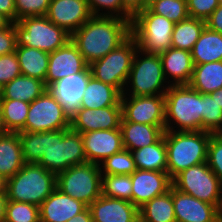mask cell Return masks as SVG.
Instances as JSON below:
<instances>
[{
    "instance_id": "obj_39",
    "label": "cell",
    "mask_w": 222,
    "mask_h": 222,
    "mask_svg": "<svg viewBox=\"0 0 222 222\" xmlns=\"http://www.w3.org/2000/svg\"><path fill=\"white\" fill-rule=\"evenodd\" d=\"M5 222H40L39 206L8 200Z\"/></svg>"
},
{
    "instance_id": "obj_51",
    "label": "cell",
    "mask_w": 222,
    "mask_h": 222,
    "mask_svg": "<svg viewBox=\"0 0 222 222\" xmlns=\"http://www.w3.org/2000/svg\"><path fill=\"white\" fill-rule=\"evenodd\" d=\"M11 23L12 21L7 16L0 13V29L8 27Z\"/></svg>"
},
{
    "instance_id": "obj_48",
    "label": "cell",
    "mask_w": 222,
    "mask_h": 222,
    "mask_svg": "<svg viewBox=\"0 0 222 222\" xmlns=\"http://www.w3.org/2000/svg\"><path fill=\"white\" fill-rule=\"evenodd\" d=\"M122 7L133 18L143 10V0H122Z\"/></svg>"
},
{
    "instance_id": "obj_8",
    "label": "cell",
    "mask_w": 222,
    "mask_h": 222,
    "mask_svg": "<svg viewBox=\"0 0 222 222\" xmlns=\"http://www.w3.org/2000/svg\"><path fill=\"white\" fill-rule=\"evenodd\" d=\"M175 23L149 8L138 12L131 22V35L144 52L161 54L171 48Z\"/></svg>"
},
{
    "instance_id": "obj_38",
    "label": "cell",
    "mask_w": 222,
    "mask_h": 222,
    "mask_svg": "<svg viewBox=\"0 0 222 222\" xmlns=\"http://www.w3.org/2000/svg\"><path fill=\"white\" fill-rule=\"evenodd\" d=\"M149 9L173 23H179L189 18L186 0H158Z\"/></svg>"
},
{
    "instance_id": "obj_42",
    "label": "cell",
    "mask_w": 222,
    "mask_h": 222,
    "mask_svg": "<svg viewBox=\"0 0 222 222\" xmlns=\"http://www.w3.org/2000/svg\"><path fill=\"white\" fill-rule=\"evenodd\" d=\"M20 75L21 68L15 52L0 56V85L2 87Z\"/></svg>"
},
{
    "instance_id": "obj_18",
    "label": "cell",
    "mask_w": 222,
    "mask_h": 222,
    "mask_svg": "<svg viewBox=\"0 0 222 222\" xmlns=\"http://www.w3.org/2000/svg\"><path fill=\"white\" fill-rule=\"evenodd\" d=\"M87 162L99 165L124 149L121 129L81 133Z\"/></svg>"
},
{
    "instance_id": "obj_33",
    "label": "cell",
    "mask_w": 222,
    "mask_h": 222,
    "mask_svg": "<svg viewBox=\"0 0 222 222\" xmlns=\"http://www.w3.org/2000/svg\"><path fill=\"white\" fill-rule=\"evenodd\" d=\"M204 28L205 21L196 18L189 17L184 21L175 23L171 36V47L191 52Z\"/></svg>"
},
{
    "instance_id": "obj_4",
    "label": "cell",
    "mask_w": 222,
    "mask_h": 222,
    "mask_svg": "<svg viewBox=\"0 0 222 222\" xmlns=\"http://www.w3.org/2000/svg\"><path fill=\"white\" fill-rule=\"evenodd\" d=\"M164 96L165 130L202 131V93L179 85L170 86Z\"/></svg>"
},
{
    "instance_id": "obj_54",
    "label": "cell",
    "mask_w": 222,
    "mask_h": 222,
    "mask_svg": "<svg viewBox=\"0 0 222 222\" xmlns=\"http://www.w3.org/2000/svg\"><path fill=\"white\" fill-rule=\"evenodd\" d=\"M5 133H7V132H6L3 122H2V115H1V109H0V135L5 134Z\"/></svg>"
},
{
    "instance_id": "obj_28",
    "label": "cell",
    "mask_w": 222,
    "mask_h": 222,
    "mask_svg": "<svg viewBox=\"0 0 222 222\" xmlns=\"http://www.w3.org/2000/svg\"><path fill=\"white\" fill-rule=\"evenodd\" d=\"M194 65L222 61V34L206 26L191 51Z\"/></svg>"
},
{
    "instance_id": "obj_17",
    "label": "cell",
    "mask_w": 222,
    "mask_h": 222,
    "mask_svg": "<svg viewBox=\"0 0 222 222\" xmlns=\"http://www.w3.org/2000/svg\"><path fill=\"white\" fill-rule=\"evenodd\" d=\"M45 16L72 35L92 14L87 0H51Z\"/></svg>"
},
{
    "instance_id": "obj_29",
    "label": "cell",
    "mask_w": 222,
    "mask_h": 222,
    "mask_svg": "<svg viewBox=\"0 0 222 222\" xmlns=\"http://www.w3.org/2000/svg\"><path fill=\"white\" fill-rule=\"evenodd\" d=\"M21 74L45 82L49 64V53L28 46H16Z\"/></svg>"
},
{
    "instance_id": "obj_35",
    "label": "cell",
    "mask_w": 222,
    "mask_h": 222,
    "mask_svg": "<svg viewBox=\"0 0 222 222\" xmlns=\"http://www.w3.org/2000/svg\"><path fill=\"white\" fill-rule=\"evenodd\" d=\"M102 175H131L137 169L130 150L123 149L99 164Z\"/></svg>"
},
{
    "instance_id": "obj_50",
    "label": "cell",
    "mask_w": 222,
    "mask_h": 222,
    "mask_svg": "<svg viewBox=\"0 0 222 222\" xmlns=\"http://www.w3.org/2000/svg\"><path fill=\"white\" fill-rule=\"evenodd\" d=\"M7 196L4 189L0 190V222H5Z\"/></svg>"
},
{
    "instance_id": "obj_21",
    "label": "cell",
    "mask_w": 222,
    "mask_h": 222,
    "mask_svg": "<svg viewBox=\"0 0 222 222\" xmlns=\"http://www.w3.org/2000/svg\"><path fill=\"white\" fill-rule=\"evenodd\" d=\"M88 207L93 222H139V209L128 200L101 195Z\"/></svg>"
},
{
    "instance_id": "obj_26",
    "label": "cell",
    "mask_w": 222,
    "mask_h": 222,
    "mask_svg": "<svg viewBox=\"0 0 222 222\" xmlns=\"http://www.w3.org/2000/svg\"><path fill=\"white\" fill-rule=\"evenodd\" d=\"M122 93L110 84L103 83L93 76L89 78L80 108L98 109L121 105Z\"/></svg>"
},
{
    "instance_id": "obj_20",
    "label": "cell",
    "mask_w": 222,
    "mask_h": 222,
    "mask_svg": "<svg viewBox=\"0 0 222 222\" xmlns=\"http://www.w3.org/2000/svg\"><path fill=\"white\" fill-rule=\"evenodd\" d=\"M176 222H221V211L213 204L203 202L173 187Z\"/></svg>"
},
{
    "instance_id": "obj_11",
    "label": "cell",
    "mask_w": 222,
    "mask_h": 222,
    "mask_svg": "<svg viewBox=\"0 0 222 222\" xmlns=\"http://www.w3.org/2000/svg\"><path fill=\"white\" fill-rule=\"evenodd\" d=\"M137 49V42L131 35L119 47L89 65L92 76L123 93Z\"/></svg>"
},
{
    "instance_id": "obj_10",
    "label": "cell",
    "mask_w": 222,
    "mask_h": 222,
    "mask_svg": "<svg viewBox=\"0 0 222 222\" xmlns=\"http://www.w3.org/2000/svg\"><path fill=\"white\" fill-rule=\"evenodd\" d=\"M172 186L203 202L222 209V182L209 168L207 162L182 170L172 179Z\"/></svg>"
},
{
    "instance_id": "obj_41",
    "label": "cell",
    "mask_w": 222,
    "mask_h": 222,
    "mask_svg": "<svg viewBox=\"0 0 222 222\" xmlns=\"http://www.w3.org/2000/svg\"><path fill=\"white\" fill-rule=\"evenodd\" d=\"M51 0H15L16 22L27 16H45Z\"/></svg>"
},
{
    "instance_id": "obj_55",
    "label": "cell",
    "mask_w": 222,
    "mask_h": 222,
    "mask_svg": "<svg viewBox=\"0 0 222 222\" xmlns=\"http://www.w3.org/2000/svg\"><path fill=\"white\" fill-rule=\"evenodd\" d=\"M215 134L222 139V127Z\"/></svg>"
},
{
    "instance_id": "obj_36",
    "label": "cell",
    "mask_w": 222,
    "mask_h": 222,
    "mask_svg": "<svg viewBox=\"0 0 222 222\" xmlns=\"http://www.w3.org/2000/svg\"><path fill=\"white\" fill-rule=\"evenodd\" d=\"M102 195L132 203L131 175H102Z\"/></svg>"
},
{
    "instance_id": "obj_57",
    "label": "cell",
    "mask_w": 222,
    "mask_h": 222,
    "mask_svg": "<svg viewBox=\"0 0 222 222\" xmlns=\"http://www.w3.org/2000/svg\"><path fill=\"white\" fill-rule=\"evenodd\" d=\"M3 189V183L2 181L0 180V190Z\"/></svg>"
},
{
    "instance_id": "obj_53",
    "label": "cell",
    "mask_w": 222,
    "mask_h": 222,
    "mask_svg": "<svg viewBox=\"0 0 222 222\" xmlns=\"http://www.w3.org/2000/svg\"><path fill=\"white\" fill-rule=\"evenodd\" d=\"M158 0H143V9L149 8L151 5H153Z\"/></svg>"
},
{
    "instance_id": "obj_9",
    "label": "cell",
    "mask_w": 222,
    "mask_h": 222,
    "mask_svg": "<svg viewBox=\"0 0 222 222\" xmlns=\"http://www.w3.org/2000/svg\"><path fill=\"white\" fill-rule=\"evenodd\" d=\"M102 173L94 163L74 165L56 175V188L89 206L102 195Z\"/></svg>"
},
{
    "instance_id": "obj_32",
    "label": "cell",
    "mask_w": 222,
    "mask_h": 222,
    "mask_svg": "<svg viewBox=\"0 0 222 222\" xmlns=\"http://www.w3.org/2000/svg\"><path fill=\"white\" fill-rule=\"evenodd\" d=\"M131 152L136 169L167 171V149L164 135L156 143Z\"/></svg>"
},
{
    "instance_id": "obj_7",
    "label": "cell",
    "mask_w": 222,
    "mask_h": 222,
    "mask_svg": "<svg viewBox=\"0 0 222 222\" xmlns=\"http://www.w3.org/2000/svg\"><path fill=\"white\" fill-rule=\"evenodd\" d=\"M17 46H28L48 53L63 47L70 39L63 28L46 16H27L14 22Z\"/></svg>"
},
{
    "instance_id": "obj_14",
    "label": "cell",
    "mask_w": 222,
    "mask_h": 222,
    "mask_svg": "<svg viewBox=\"0 0 222 222\" xmlns=\"http://www.w3.org/2000/svg\"><path fill=\"white\" fill-rule=\"evenodd\" d=\"M121 120L122 106H109L94 110L79 108L70 118V129L78 133L120 129Z\"/></svg>"
},
{
    "instance_id": "obj_47",
    "label": "cell",
    "mask_w": 222,
    "mask_h": 222,
    "mask_svg": "<svg viewBox=\"0 0 222 222\" xmlns=\"http://www.w3.org/2000/svg\"><path fill=\"white\" fill-rule=\"evenodd\" d=\"M0 13L7 16L12 22H16L15 0H0Z\"/></svg>"
},
{
    "instance_id": "obj_25",
    "label": "cell",
    "mask_w": 222,
    "mask_h": 222,
    "mask_svg": "<svg viewBox=\"0 0 222 222\" xmlns=\"http://www.w3.org/2000/svg\"><path fill=\"white\" fill-rule=\"evenodd\" d=\"M25 162L18 133L0 135V180L4 183L14 176Z\"/></svg>"
},
{
    "instance_id": "obj_56",
    "label": "cell",
    "mask_w": 222,
    "mask_h": 222,
    "mask_svg": "<svg viewBox=\"0 0 222 222\" xmlns=\"http://www.w3.org/2000/svg\"><path fill=\"white\" fill-rule=\"evenodd\" d=\"M2 97V86L0 85V98Z\"/></svg>"
},
{
    "instance_id": "obj_22",
    "label": "cell",
    "mask_w": 222,
    "mask_h": 222,
    "mask_svg": "<svg viewBox=\"0 0 222 222\" xmlns=\"http://www.w3.org/2000/svg\"><path fill=\"white\" fill-rule=\"evenodd\" d=\"M87 207L56 188L39 206L40 222H67Z\"/></svg>"
},
{
    "instance_id": "obj_12",
    "label": "cell",
    "mask_w": 222,
    "mask_h": 222,
    "mask_svg": "<svg viewBox=\"0 0 222 222\" xmlns=\"http://www.w3.org/2000/svg\"><path fill=\"white\" fill-rule=\"evenodd\" d=\"M65 128H70V117L47 89L30 103L25 126L21 131L46 132Z\"/></svg>"
},
{
    "instance_id": "obj_30",
    "label": "cell",
    "mask_w": 222,
    "mask_h": 222,
    "mask_svg": "<svg viewBox=\"0 0 222 222\" xmlns=\"http://www.w3.org/2000/svg\"><path fill=\"white\" fill-rule=\"evenodd\" d=\"M139 222H176L173 186L165 194L154 197L139 208Z\"/></svg>"
},
{
    "instance_id": "obj_23",
    "label": "cell",
    "mask_w": 222,
    "mask_h": 222,
    "mask_svg": "<svg viewBox=\"0 0 222 222\" xmlns=\"http://www.w3.org/2000/svg\"><path fill=\"white\" fill-rule=\"evenodd\" d=\"M159 55L168 85H189L194 69L191 52L171 47Z\"/></svg>"
},
{
    "instance_id": "obj_3",
    "label": "cell",
    "mask_w": 222,
    "mask_h": 222,
    "mask_svg": "<svg viewBox=\"0 0 222 222\" xmlns=\"http://www.w3.org/2000/svg\"><path fill=\"white\" fill-rule=\"evenodd\" d=\"M214 133L165 130L167 172L173 179L182 170L207 162L208 145Z\"/></svg>"
},
{
    "instance_id": "obj_43",
    "label": "cell",
    "mask_w": 222,
    "mask_h": 222,
    "mask_svg": "<svg viewBox=\"0 0 222 222\" xmlns=\"http://www.w3.org/2000/svg\"><path fill=\"white\" fill-rule=\"evenodd\" d=\"M207 164L222 182V139L216 134L211 136L208 145Z\"/></svg>"
},
{
    "instance_id": "obj_5",
    "label": "cell",
    "mask_w": 222,
    "mask_h": 222,
    "mask_svg": "<svg viewBox=\"0 0 222 222\" xmlns=\"http://www.w3.org/2000/svg\"><path fill=\"white\" fill-rule=\"evenodd\" d=\"M7 200L41 203L56 189V174L36 163H25L11 178L3 183Z\"/></svg>"
},
{
    "instance_id": "obj_45",
    "label": "cell",
    "mask_w": 222,
    "mask_h": 222,
    "mask_svg": "<svg viewBox=\"0 0 222 222\" xmlns=\"http://www.w3.org/2000/svg\"><path fill=\"white\" fill-rule=\"evenodd\" d=\"M17 46L14 22L0 29V56L15 52Z\"/></svg>"
},
{
    "instance_id": "obj_49",
    "label": "cell",
    "mask_w": 222,
    "mask_h": 222,
    "mask_svg": "<svg viewBox=\"0 0 222 222\" xmlns=\"http://www.w3.org/2000/svg\"><path fill=\"white\" fill-rule=\"evenodd\" d=\"M67 222H93L89 207H87L84 211L77 214Z\"/></svg>"
},
{
    "instance_id": "obj_16",
    "label": "cell",
    "mask_w": 222,
    "mask_h": 222,
    "mask_svg": "<svg viewBox=\"0 0 222 222\" xmlns=\"http://www.w3.org/2000/svg\"><path fill=\"white\" fill-rule=\"evenodd\" d=\"M132 203L139 209L154 197L165 194L172 186L167 171L137 169L131 174Z\"/></svg>"
},
{
    "instance_id": "obj_44",
    "label": "cell",
    "mask_w": 222,
    "mask_h": 222,
    "mask_svg": "<svg viewBox=\"0 0 222 222\" xmlns=\"http://www.w3.org/2000/svg\"><path fill=\"white\" fill-rule=\"evenodd\" d=\"M190 18L206 20L220 5L219 0H186Z\"/></svg>"
},
{
    "instance_id": "obj_46",
    "label": "cell",
    "mask_w": 222,
    "mask_h": 222,
    "mask_svg": "<svg viewBox=\"0 0 222 222\" xmlns=\"http://www.w3.org/2000/svg\"><path fill=\"white\" fill-rule=\"evenodd\" d=\"M205 26L215 32L222 34V4L213 11V13L205 20Z\"/></svg>"
},
{
    "instance_id": "obj_40",
    "label": "cell",
    "mask_w": 222,
    "mask_h": 222,
    "mask_svg": "<svg viewBox=\"0 0 222 222\" xmlns=\"http://www.w3.org/2000/svg\"><path fill=\"white\" fill-rule=\"evenodd\" d=\"M87 2L92 16H116L132 22V17L122 7V0H87Z\"/></svg>"
},
{
    "instance_id": "obj_37",
    "label": "cell",
    "mask_w": 222,
    "mask_h": 222,
    "mask_svg": "<svg viewBox=\"0 0 222 222\" xmlns=\"http://www.w3.org/2000/svg\"><path fill=\"white\" fill-rule=\"evenodd\" d=\"M222 127V109L215 97L202 93V131L216 133Z\"/></svg>"
},
{
    "instance_id": "obj_15",
    "label": "cell",
    "mask_w": 222,
    "mask_h": 222,
    "mask_svg": "<svg viewBox=\"0 0 222 222\" xmlns=\"http://www.w3.org/2000/svg\"><path fill=\"white\" fill-rule=\"evenodd\" d=\"M88 67L89 64L70 39L63 47L49 53L45 84L49 87L52 83L68 75L82 72Z\"/></svg>"
},
{
    "instance_id": "obj_1",
    "label": "cell",
    "mask_w": 222,
    "mask_h": 222,
    "mask_svg": "<svg viewBox=\"0 0 222 222\" xmlns=\"http://www.w3.org/2000/svg\"><path fill=\"white\" fill-rule=\"evenodd\" d=\"M25 163H36L58 174L87 163L81 133L70 128L46 132H18Z\"/></svg>"
},
{
    "instance_id": "obj_52",
    "label": "cell",
    "mask_w": 222,
    "mask_h": 222,
    "mask_svg": "<svg viewBox=\"0 0 222 222\" xmlns=\"http://www.w3.org/2000/svg\"><path fill=\"white\" fill-rule=\"evenodd\" d=\"M210 94H211V97L216 98V102L218 103V105L221 106V109H222V88H220L216 92H212Z\"/></svg>"
},
{
    "instance_id": "obj_31",
    "label": "cell",
    "mask_w": 222,
    "mask_h": 222,
    "mask_svg": "<svg viewBox=\"0 0 222 222\" xmlns=\"http://www.w3.org/2000/svg\"><path fill=\"white\" fill-rule=\"evenodd\" d=\"M189 86L209 94L222 88V61L194 65Z\"/></svg>"
},
{
    "instance_id": "obj_19",
    "label": "cell",
    "mask_w": 222,
    "mask_h": 222,
    "mask_svg": "<svg viewBox=\"0 0 222 222\" xmlns=\"http://www.w3.org/2000/svg\"><path fill=\"white\" fill-rule=\"evenodd\" d=\"M91 76V70L88 67L82 72L68 75L54 82L48 87V90L61 103L70 118L80 108L84 91Z\"/></svg>"
},
{
    "instance_id": "obj_27",
    "label": "cell",
    "mask_w": 222,
    "mask_h": 222,
    "mask_svg": "<svg viewBox=\"0 0 222 222\" xmlns=\"http://www.w3.org/2000/svg\"><path fill=\"white\" fill-rule=\"evenodd\" d=\"M47 89L44 81L21 74L2 87L0 99H14L31 103Z\"/></svg>"
},
{
    "instance_id": "obj_34",
    "label": "cell",
    "mask_w": 222,
    "mask_h": 222,
    "mask_svg": "<svg viewBox=\"0 0 222 222\" xmlns=\"http://www.w3.org/2000/svg\"><path fill=\"white\" fill-rule=\"evenodd\" d=\"M30 103L14 99H0L2 122L6 132L18 133L27 119Z\"/></svg>"
},
{
    "instance_id": "obj_6",
    "label": "cell",
    "mask_w": 222,
    "mask_h": 222,
    "mask_svg": "<svg viewBox=\"0 0 222 222\" xmlns=\"http://www.w3.org/2000/svg\"><path fill=\"white\" fill-rule=\"evenodd\" d=\"M169 87L160 55L138 48L122 96L165 95Z\"/></svg>"
},
{
    "instance_id": "obj_24",
    "label": "cell",
    "mask_w": 222,
    "mask_h": 222,
    "mask_svg": "<svg viewBox=\"0 0 222 222\" xmlns=\"http://www.w3.org/2000/svg\"><path fill=\"white\" fill-rule=\"evenodd\" d=\"M120 129L124 149L134 151L156 143L164 135L165 125L129 122L122 117Z\"/></svg>"
},
{
    "instance_id": "obj_13",
    "label": "cell",
    "mask_w": 222,
    "mask_h": 222,
    "mask_svg": "<svg viewBox=\"0 0 222 222\" xmlns=\"http://www.w3.org/2000/svg\"><path fill=\"white\" fill-rule=\"evenodd\" d=\"M122 117L129 122L165 125V96H121Z\"/></svg>"
},
{
    "instance_id": "obj_2",
    "label": "cell",
    "mask_w": 222,
    "mask_h": 222,
    "mask_svg": "<svg viewBox=\"0 0 222 222\" xmlns=\"http://www.w3.org/2000/svg\"><path fill=\"white\" fill-rule=\"evenodd\" d=\"M131 36V22L116 16H91L71 35L86 62L103 58Z\"/></svg>"
}]
</instances>
